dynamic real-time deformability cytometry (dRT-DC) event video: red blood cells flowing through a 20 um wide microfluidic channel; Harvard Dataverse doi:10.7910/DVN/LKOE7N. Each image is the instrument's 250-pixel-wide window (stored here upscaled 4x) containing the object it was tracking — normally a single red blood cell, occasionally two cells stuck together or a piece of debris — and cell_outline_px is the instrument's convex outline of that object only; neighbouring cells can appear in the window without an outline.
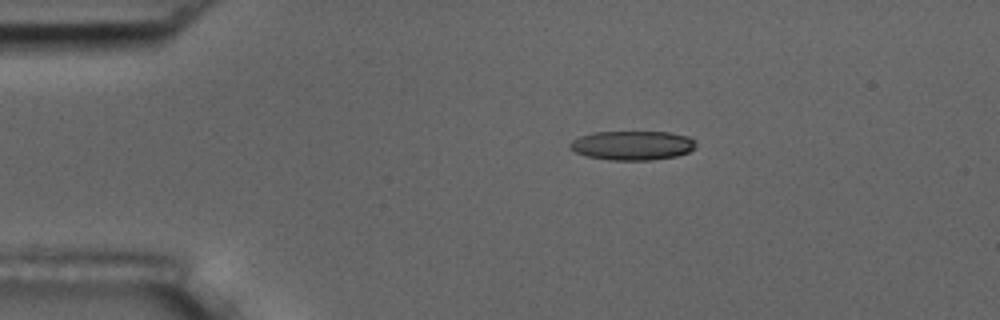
{"species": "common noctule bat (a hibernating species)", "species_latin": "Nyctalus noctula", "temperature_condition": "room temperature", "stored_images_in_passage": 10, "camera_frame_rate_fps": 3000, "um_per_image_px": 0.085, "animal": {"sex": "male", "body_mass_g": 17.5, "forearm_length_mm": 52.3}, "frame": {"image": 1, "passage_image": 2, "time_ms": 1.333, "image_size_px": [1000, 320], "cell_outline_px": [[696, 144], [688, 152], [676, 156], [652, 160], [608, 160], [588, 156], [576, 152], [568, 148], [568, 144], [572, 140], [580, 136], [592, 132], [668, 132], [688, 136], [696, 140]], "centroid_in_image_um": [53.73, 12.35], "position_along_channel_um": 31.3, "area_um2": 21.5}}
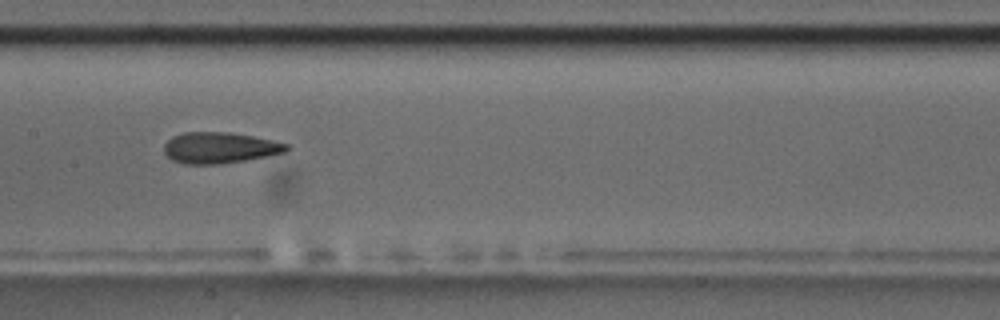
{"frame": {"image": 2, "passage_image": 7, "time_ms": 7.0, "image_size_px": [1000, 320], "cell_outline_px": [[288, 148], [284, 152], [268, 156], [220, 164], [184, 164], [172, 160], [164, 152], [164, 144], [172, 136], [184, 132], [228, 132], [252, 136], [272, 140], [288, 144]], "centroid_in_image_um": [18.64, 12.56], "position_along_channel_um": 188.8, "area_um2": 22.08}}
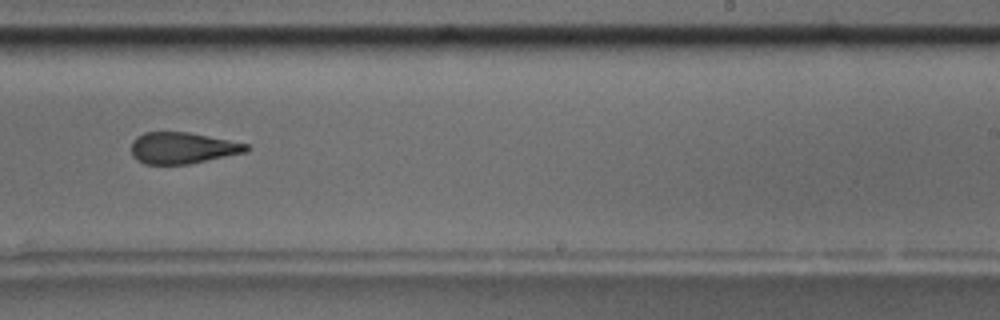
{"frame": {"image": 3, "passage_image": 9, "time_ms": 9.333, "image_size_px": [1000, 320], "cell_outline_px": [[252, 148], [248, 152], [188, 164], [144, 164], [136, 160], [132, 156], [132, 140], [136, 136], [144, 132], [188, 132], [248, 144]], "centroid_in_image_um": [15.51, 12.58], "position_along_channel_um": 273.5, "area_um2": 21.15}}